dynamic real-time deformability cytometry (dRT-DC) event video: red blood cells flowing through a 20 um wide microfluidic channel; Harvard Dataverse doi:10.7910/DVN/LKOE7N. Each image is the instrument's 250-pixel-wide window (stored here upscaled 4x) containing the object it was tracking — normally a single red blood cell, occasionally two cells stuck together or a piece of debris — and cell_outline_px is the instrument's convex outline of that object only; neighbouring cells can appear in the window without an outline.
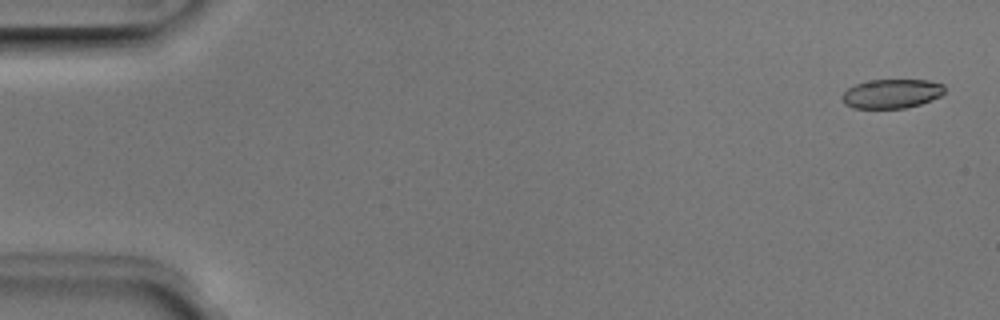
{"species": "Egyptian fruit bat (a non-hibernating species)", "species_latin": "Rousettus aegyptiacus", "temperature_condition": "room temperature", "stored_images_in_passage": 2, "camera_frame_rate_fps": 3000, "um_per_image_px": 0.085, "animal": {"sex": "male"}, "frame": {"image": 1, "passage_image": 1, "time_ms": 0.0, "image_size_px": [1000, 320], "cell_outline_px": [[944, 92], [940, 96], [920, 104], [904, 108], [852, 108], [844, 104], [840, 96], [848, 88], [856, 84], [868, 80], [928, 80], [944, 84]], "centroid_in_image_um": [75.76, 7.96], "position_along_channel_um": 9.2, "area_um2": 17.46}}